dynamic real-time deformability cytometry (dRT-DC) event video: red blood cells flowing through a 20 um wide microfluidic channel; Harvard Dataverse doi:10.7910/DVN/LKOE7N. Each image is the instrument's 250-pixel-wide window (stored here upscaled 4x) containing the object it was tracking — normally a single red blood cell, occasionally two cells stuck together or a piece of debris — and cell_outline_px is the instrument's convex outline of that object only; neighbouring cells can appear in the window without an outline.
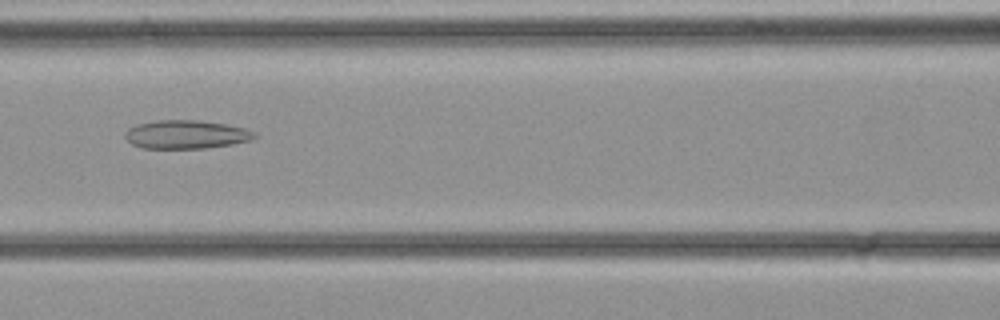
{"species": "common noctule bat (a hibernating species)", "species_latin": "Nyctalus noctula", "temperature_condition": "cold", "stored_images_in_passage": 36, "camera_frame_rate_fps": 3000, "um_per_image_px": 0.085, "animal": {"sex": "female", "body_mass_g": 21.9}, "frame": {"image": 1, "passage_image": 16, "time_ms": 5.0, "image_size_px": [1000, 320], "cell_outline_px": [[260, 136], [252, 140], [232, 144], [204, 148], [140, 148], [132, 144], [124, 136], [124, 132], [128, 128], [136, 124], [156, 120], [200, 120], [228, 124], [244, 128], [256, 132]], "centroid_in_image_um": [15.84, 11.42], "position_along_channel_um": 150.8, "area_um2": 21.79}}
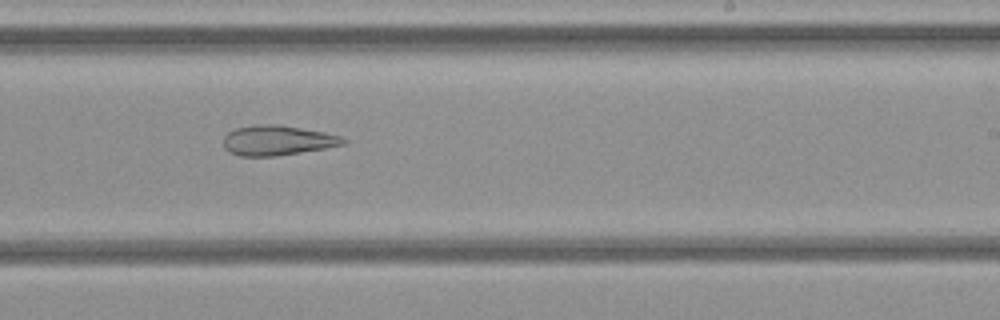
{"frame": {"image": 2, "passage_image": 22, "time_ms": 7.0, "image_size_px": [1000, 320], "cell_outline_px": [[348, 140], [344, 144], [324, 148], [276, 156], [240, 156], [228, 152], [224, 148], [224, 136], [228, 132], [236, 128], [256, 124], [272, 124], [300, 128], [324, 132], [340, 136]], "centroid_in_image_um": [23.54, 11.93], "position_along_channel_um": 265.5, "area_um2": 20.75}}
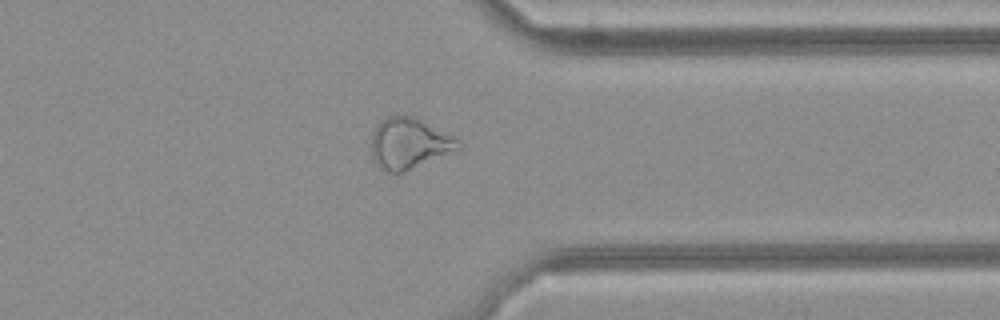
{"frame": {"image": 3, "passage_image": 28, "time_ms": 9.0, "image_size_px": [1000, 320], "cell_outline_px": [[464, 144], [460, 148], [404, 172], [388, 172], [380, 168], [372, 160], [372, 132], [376, 124], [380, 120], [388, 116], [416, 116], [460, 140]], "centroid_in_image_um": [34.76, 12.17], "position_along_channel_um": 376.6, "area_um2": 25.84}}